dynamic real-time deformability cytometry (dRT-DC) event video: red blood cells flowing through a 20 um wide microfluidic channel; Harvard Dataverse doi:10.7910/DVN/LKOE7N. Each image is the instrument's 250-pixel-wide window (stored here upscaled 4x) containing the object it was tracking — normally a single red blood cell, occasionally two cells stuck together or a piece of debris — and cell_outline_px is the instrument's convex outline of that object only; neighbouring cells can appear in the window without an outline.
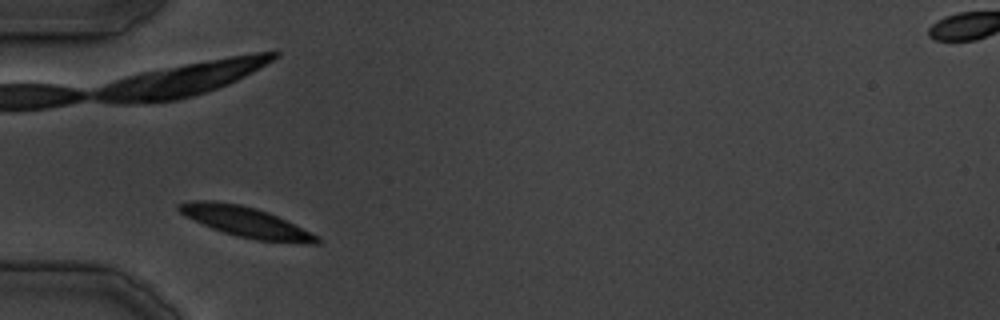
{"species": "common noctule bat (a hibernating species)", "species_latin": "Nyctalus noctula", "temperature_condition": "cold", "stored_images_in_passage": 7, "camera_frame_rate_fps": 3000, "um_per_image_px": 0.085, "animal": {"sex": "male", "body_mass_g": 19.5, "forearm_length_mm": 54.6}, "frame": {"image": 1, "passage_image": 2, "time_ms": 1.333, "image_size_px": [1000, 320], "cell_outline_px": [[324, 240], [320, 244], [308, 244], [256, 240], [236, 236], [212, 228], [184, 216], [176, 208], [176, 204], [192, 200], [212, 200], [240, 204], [256, 208], [268, 212], [320, 236]], "centroid_in_image_um": [20.92, 18.87], "position_along_channel_um": 64.1, "area_um2": 24.68}}